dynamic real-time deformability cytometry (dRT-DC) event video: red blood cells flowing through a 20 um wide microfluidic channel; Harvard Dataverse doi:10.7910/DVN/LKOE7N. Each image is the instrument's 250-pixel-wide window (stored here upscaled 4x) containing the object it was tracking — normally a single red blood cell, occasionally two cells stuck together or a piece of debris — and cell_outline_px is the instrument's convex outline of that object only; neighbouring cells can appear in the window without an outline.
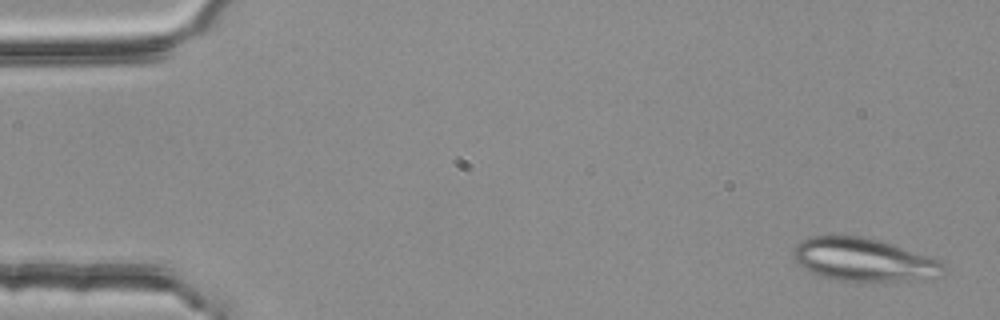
{"species": "common noctule bat (a hibernating species)", "species_latin": "Nyctalus noctula", "temperature_condition": "room temperature", "stored_images_in_passage": 5, "segment_of_instrument_passage": [1, 2], "camera_frame_rate_fps": 3000, "um_per_image_px": 0.085, "animal": {"sex": "female", "body_mass_g": 25.1}, "frame": {"image": 1, "passage_image": 1, "time_ms": 0.0, "image_size_px": [1000, 320], "cell_outline_px": [[944, 264], [940, 276], [920, 280], [840, 280], [820, 276], [800, 268], [792, 260], [792, 252], [800, 240], [808, 236], [864, 236], [884, 240], [936, 256]], "centroid_in_image_um": [73.42, 22.04], "position_along_channel_um": 11.6, "area_um2": 38.49}}